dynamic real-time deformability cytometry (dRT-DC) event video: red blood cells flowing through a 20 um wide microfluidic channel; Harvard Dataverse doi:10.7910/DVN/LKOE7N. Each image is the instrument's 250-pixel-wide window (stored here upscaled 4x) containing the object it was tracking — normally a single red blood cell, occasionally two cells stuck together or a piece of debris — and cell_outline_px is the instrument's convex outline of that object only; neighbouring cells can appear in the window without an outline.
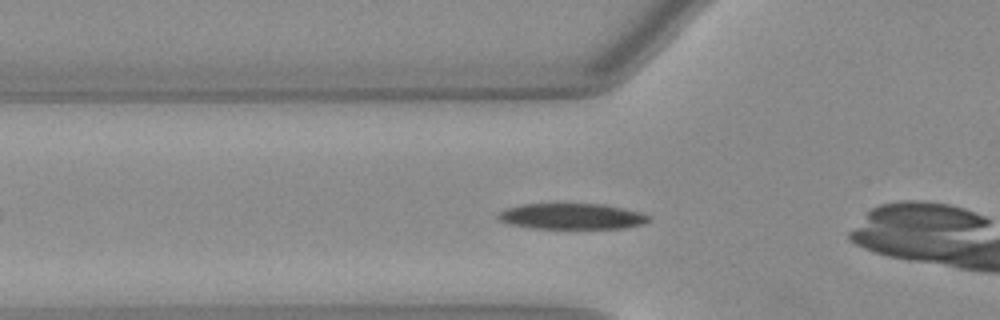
{"species": "Egyptian fruit bat (a non-hibernating species)", "species_latin": "Rousettus aegyptiacus", "temperature_condition": "warm", "stored_images_in_passage": 33, "camera_frame_rate_fps": 3000, "um_per_image_px": 0.085, "animal": {"sex": "female"}, "frame": {"image": 1, "passage_image": 5, "time_ms": 1.333, "image_size_px": [1000, 320], "cell_outline_px": [[652, 220], [644, 224], [624, 228], [532, 228], [508, 224], [500, 220], [496, 216], [496, 212], [508, 208], [524, 204], [604, 204], [624, 208], [640, 212], [648, 216]], "centroid_in_image_um": [48.6, 18.39], "position_along_channel_um": 77.2, "area_um2": 22.72}}
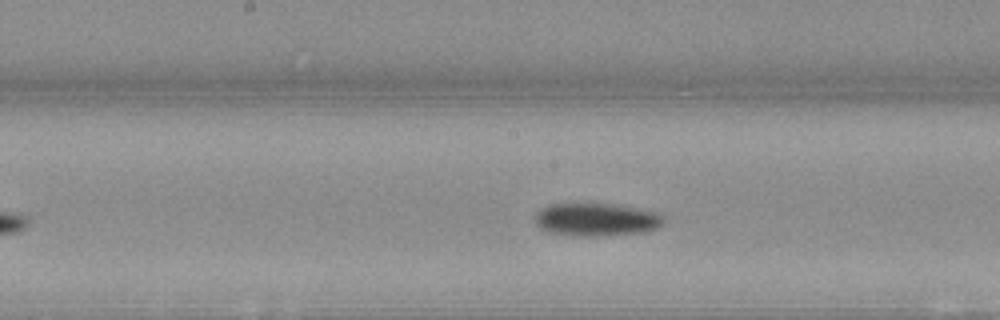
{"frame": {"image": 2, "passage_image": 14, "time_ms": 4.333, "image_size_px": [1000, 320], "cell_outline_px": [[664, 224], [656, 228], [640, 232], [596, 236], [580, 236], [544, 232], [536, 224], [536, 212], [552, 204], [588, 200], [620, 204], [660, 212], [664, 216]], "centroid_in_image_um": [50.7, 18.6], "position_along_channel_um": 197.5, "area_um2": 25.78}}
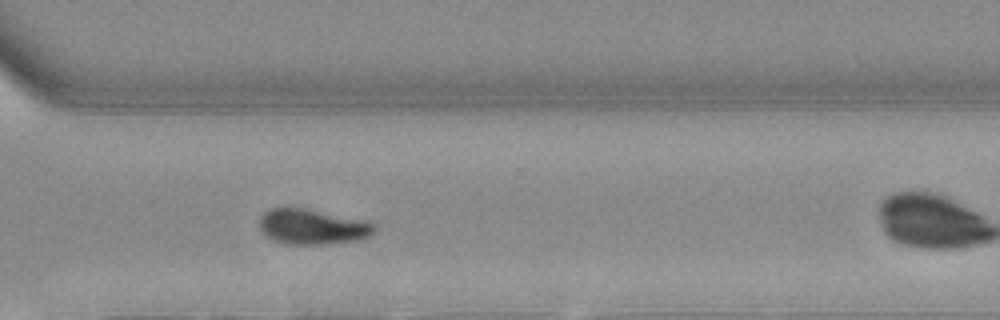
{"frame": {"image": 3, "passage_image": 25, "time_ms": 8.0, "image_size_px": [1000, 320], "cell_outline_px": [[376, 232], [368, 236], [356, 240], [328, 244], [288, 244], [272, 240], [260, 228], [260, 216], [264, 212], [272, 208], [304, 208], [376, 224]], "centroid_in_image_um": [26.53, 19.29], "position_along_channel_um": 344.1, "area_um2": 23.12}, "authors_computed_cell_mechanics": {"area_um2": 23.2934, "velocity_mm_per_s": 4.0065, "shape_relaxation_time_tau1_ms": 4.1845, "shape_relaxation_time_tau2_ms": null, "deformation_change_tau1": 0.1984, "deformation_change_tau2": null}}